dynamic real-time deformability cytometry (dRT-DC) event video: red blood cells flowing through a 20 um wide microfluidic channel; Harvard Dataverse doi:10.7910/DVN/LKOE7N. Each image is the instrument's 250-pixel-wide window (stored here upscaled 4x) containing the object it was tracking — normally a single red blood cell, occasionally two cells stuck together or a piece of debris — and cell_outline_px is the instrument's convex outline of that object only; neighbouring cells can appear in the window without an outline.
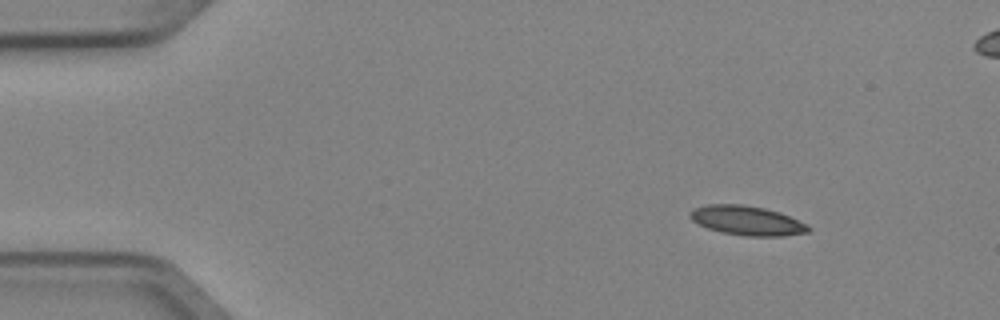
{"species": "Egyptian fruit bat (a non-hibernating species)", "species_latin": "Rousettus aegyptiacus", "temperature_condition": "cold", "stored_images_in_passage": 4, "camera_frame_rate_fps": 3000, "um_per_image_px": 0.085, "animal": {"sex": "female"}, "frame": {"image": 1, "passage_image": 1, "time_ms": 0.0, "image_size_px": [1000, 320], "cell_outline_px": [[812, 228], [808, 232], [784, 236], [748, 236], [720, 232], [708, 228], [692, 220], [688, 216], [688, 212], [692, 208], [708, 204], [744, 204], [764, 208], [780, 212], [808, 224]], "centroid_in_image_um": [63.49, 18.74], "position_along_channel_um": 21.5, "area_um2": 20.46}}